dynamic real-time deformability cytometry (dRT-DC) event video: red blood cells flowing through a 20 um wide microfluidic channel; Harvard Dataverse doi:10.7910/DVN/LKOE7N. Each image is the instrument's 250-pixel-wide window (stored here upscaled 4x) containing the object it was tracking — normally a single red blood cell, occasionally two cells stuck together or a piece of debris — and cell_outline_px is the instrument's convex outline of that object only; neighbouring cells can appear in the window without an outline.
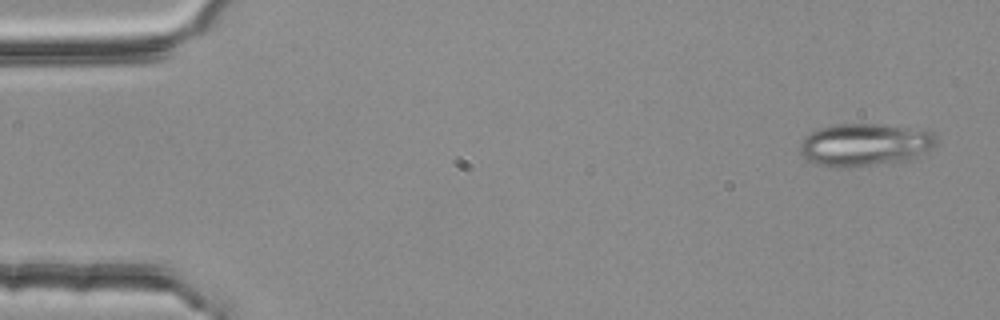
{"species": "common noctule bat (a hibernating species)", "species_latin": "Nyctalus noctula", "temperature_condition": "room temperature", "stored_images_in_passage": 3, "camera_frame_rate_fps": 3000, "um_per_image_px": 0.085, "animal": {"sex": "female", "body_mass_g": 25.1}, "frame": {"image": 1, "passage_image": 1, "time_ms": 0.0, "image_size_px": [1000, 320], "cell_outline_px": [[936, 144], [928, 152], [908, 160], [848, 168], [840, 168], [816, 164], [808, 160], [800, 152], [800, 144], [804, 136], [820, 128], [832, 124], [876, 124], [928, 128], [936, 136]], "centroid_in_image_um": [73.56, 12.29], "position_along_channel_um": 11.4, "area_um2": 34.45}}